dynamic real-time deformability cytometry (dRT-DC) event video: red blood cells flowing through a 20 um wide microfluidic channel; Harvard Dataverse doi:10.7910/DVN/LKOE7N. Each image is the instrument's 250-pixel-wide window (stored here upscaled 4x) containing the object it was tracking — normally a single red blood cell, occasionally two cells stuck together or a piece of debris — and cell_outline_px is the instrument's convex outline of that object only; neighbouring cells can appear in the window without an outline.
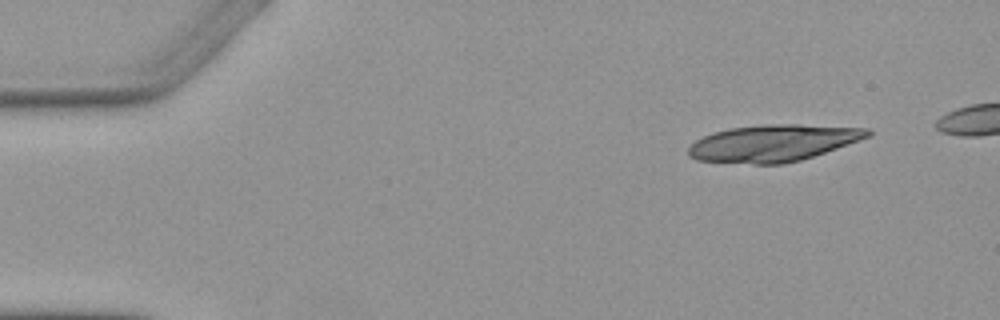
{"species": "Egyptian fruit bat (a non-hibernating species)", "species_latin": "Rousettus aegyptiacus", "temperature_condition": "warm", "stored_images_in_passage": 5, "segment_of_instrument_passage": [1, 2], "camera_frame_rate_fps": 3000, "um_per_image_px": 0.085, "animal": {"sex": "female"}, "frame": {"image": 1, "passage_image": 1, "time_ms": 0.0, "image_size_px": [1000, 320], "cell_outline_px": [[872, 136], [800, 160], [784, 164], [752, 164], [696, 160], [688, 156], [688, 148], [696, 140], [712, 132], [732, 128], [764, 124], [800, 124], [868, 128], [872, 132]], "centroid_in_image_um": [65.72, 12.16], "position_along_channel_um": 19.3, "area_um2": 38.44}}